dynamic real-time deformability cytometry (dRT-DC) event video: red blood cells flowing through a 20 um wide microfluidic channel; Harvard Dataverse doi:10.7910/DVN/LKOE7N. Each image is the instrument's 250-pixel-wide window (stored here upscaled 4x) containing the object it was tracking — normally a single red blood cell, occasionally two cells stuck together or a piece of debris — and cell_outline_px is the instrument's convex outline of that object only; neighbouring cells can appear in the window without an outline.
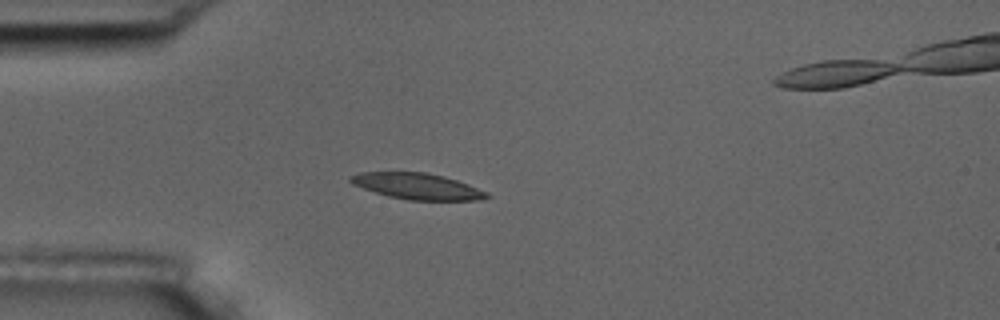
{"species": "common noctule bat (a hibernating species)", "species_latin": "Nyctalus noctula", "temperature_condition": "room temperature", "stored_images_in_passage": 41, "camera_frame_rate_fps": 3000, "um_per_image_px": 0.085, "animal": {"sex": "male", "body_mass_g": 17.5, "forearm_length_mm": 52.3}, "frame": {"image": 1, "passage_image": 10, "time_ms": 3.0, "image_size_px": [1000, 320], "cell_outline_px": [[492, 196], [480, 200], [408, 200], [388, 196], [352, 184], [348, 180], [348, 176], [360, 172], [424, 172], [444, 176], [468, 184], [488, 192]], "centroid_in_image_um": [35.47, 15.83], "position_along_channel_um": 49.5, "area_um2": 20.75}}
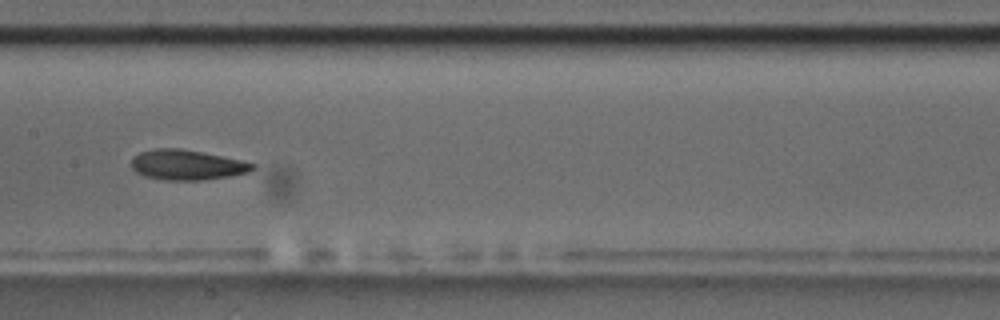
{"frame": {"image": 2, "passage_image": 23, "time_ms": 7.333, "image_size_px": [1000, 320], "cell_outline_px": [[256, 168], [248, 172], [232, 176], [200, 180], [164, 180], [144, 176], [136, 172], [132, 168], [132, 156], [140, 152], [156, 148], [180, 148], [240, 160], [256, 164]], "centroid_in_image_um": [15.87, 14.02], "position_along_channel_um": 191.5, "area_um2": 21.21}}
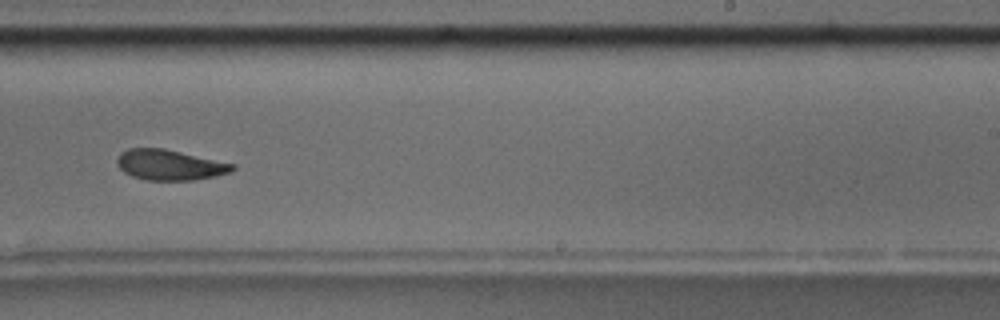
{"frame": {"image": 3, "passage_image": 30, "time_ms": 9.667, "image_size_px": [1000, 320], "cell_outline_px": [[236, 168], [232, 172], [192, 180], [148, 180], [132, 176], [124, 172], [120, 168], [116, 160], [120, 152], [128, 148], [164, 148], [236, 164]], "centroid_in_image_um": [14.43, 14.0], "position_along_channel_um": 274.6, "area_um2": 20.46}, "authors_computed_cell_mechanics": {"area_um2": 20.808, "velocity_mm_per_s": 3.5675, "shape_relaxation_time_tau1_ms": 6.1682, "shape_relaxation_time_tau2_ms": 4.2302, "deformation_change_tau1": 0.158, "deformation_change_tau2": 0.1145}}